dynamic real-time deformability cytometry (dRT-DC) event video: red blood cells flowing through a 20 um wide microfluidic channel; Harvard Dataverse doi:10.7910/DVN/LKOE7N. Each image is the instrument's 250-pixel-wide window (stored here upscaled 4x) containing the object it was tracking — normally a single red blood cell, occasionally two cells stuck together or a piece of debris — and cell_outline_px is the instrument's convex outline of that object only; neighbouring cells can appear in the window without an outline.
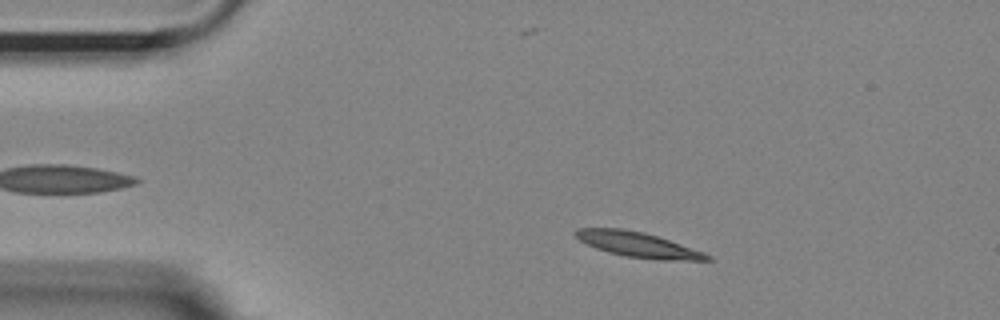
{"species": "Egyptian fruit bat (a non-hibernating species)", "species_latin": "Rousettus aegyptiacus", "temperature_condition": "room temperature", "stored_images_in_passage": 45, "camera_frame_rate_fps": 3000, "um_per_image_px": 0.085, "animal": {"sex": "female"}, "frame": {"image": 1, "passage_image": 7, "time_ms": 2.0, "image_size_px": [1000, 320], "cell_outline_px": [[712, 260], [660, 260], [624, 256], [608, 252], [596, 248], [580, 240], [572, 232], [576, 228], [620, 228], [644, 232], [704, 252], [712, 256]], "centroid_in_image_um": [54.21, 20.79], "position_along_channel_um": 30.8, "area_um2": 19.07}}
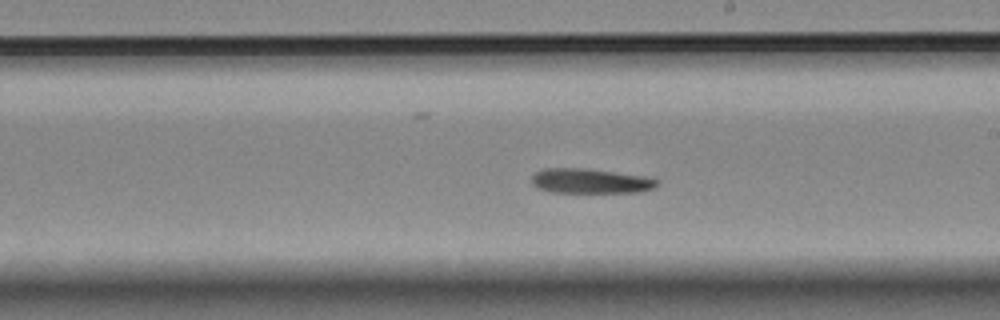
{"frame": {"image": 2, "passage_image": 28, "time_ms": 9.0, "image_size_px": [1000, 320], "cell_outline_px": [[660, 184], [656, 188], [640, 192], [552, 192], [536, 188], [532, 184], [532, 176], [536, 172], [544, 168], [584, 168], [648, 176], [660, 180]], "centroid_in_image_um": [50.24, 15.38], "position_along_channel_um": 238.8, "area_um2": 18.38}}
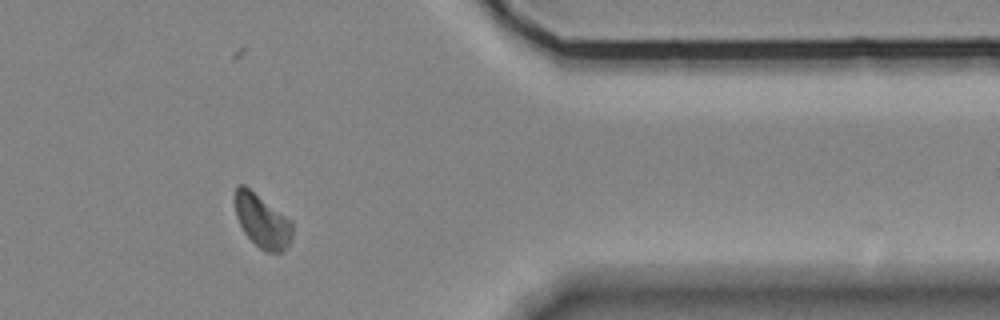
{"frame": {"image": 3, "passage_image": 42, "time_ms": 13.667, "image_size_px": [1000, 320], "cell_outline_px": [[292, 240], [284, 252], [268, 252], [260, 248], [244, 232], [236, 216], [236, 184], [244, 184], [292, 220]], "centroid_in_image_um": [22.32, 18.79], "position_along_channel_um": 389.1, "area_um2": 17.8}, "authors_computed_cell_mechanics": {"area_um2": 18.7272, "velocity_mm_per_s": 3.636, "shape_relaxation_time_tau1_ms": 7.1981, "shape_relaxation_time_tau2_ms": 2.7267, "deformation_change_tau1": 0.1658, "deformation_change_tau2": 0.0664}}